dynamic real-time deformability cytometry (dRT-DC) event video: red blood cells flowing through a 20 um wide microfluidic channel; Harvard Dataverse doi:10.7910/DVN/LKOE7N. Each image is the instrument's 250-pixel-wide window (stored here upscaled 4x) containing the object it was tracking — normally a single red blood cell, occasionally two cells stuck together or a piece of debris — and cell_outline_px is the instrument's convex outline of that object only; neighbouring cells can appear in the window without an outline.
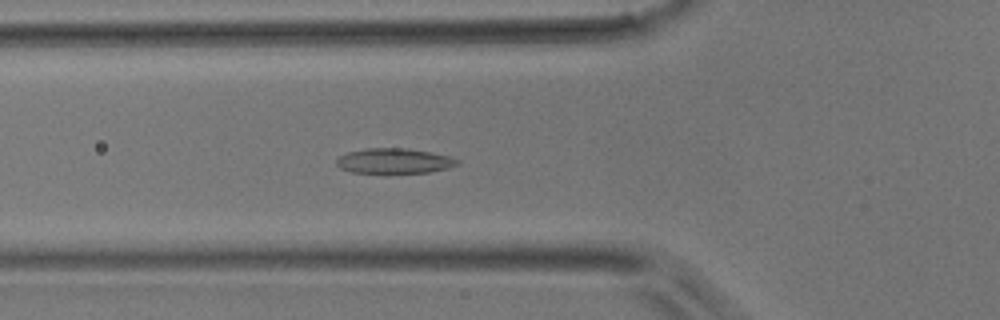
{"species": "common noctule bat (a hibernating species)", "species_latin": "Nyctalus noctula", "temperature_condition": "room temperature", "stored_images_in_passage": 48, "camera_frame_rate_fps": 3000, "um_per_image_px": 0.085, "animal": {"sex": "male", "body_mass_g": 17.9}, "frame": {"image": 1, "passage_image": 16, "time_ms": 5.0, "image_size_px": [1000, 320], "cell_outline_px": [[460, 164], [448, 168], [428, 172], [388, 176], [352, 172], [340, 168], [336, 164], [336, 160], [340, 156], [348, 152], [364, 148], [408, 148], [432, 152], [448, 156], [460, 160]], "centroid_in_image_um": [33.5, 13.72], "position_along_channel_um": 92.3, "area_um2": 18.67}}
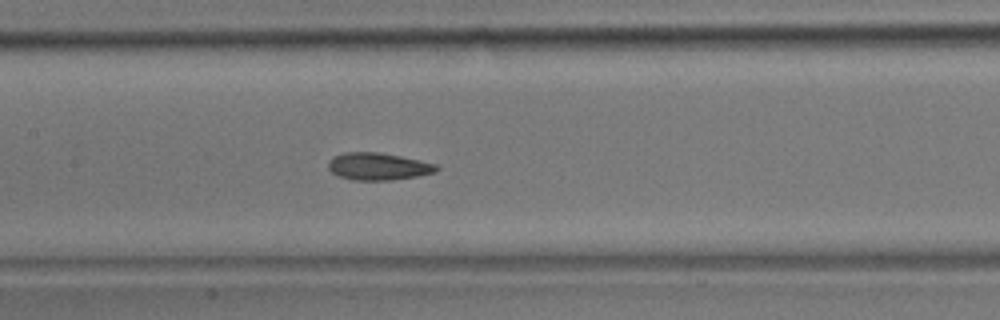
{"frame": {"image": 2, "passage_image": 22, "time_ms": 7.0, "image_size_px": [1000, 320], "cell_outline_px": [[440, 168], [436, 172], [416, 176], [392, 180], [352, 180], [340, 176], [332, 172], [328, 168], [328, 160], [332, 156], [344, 152], [376, 152], [400, 156], [436, 164]], "centroid_in_image_um": [32.12, 14.14], "position_along_channel_um": 175.3, "area_um2": 17.17}}
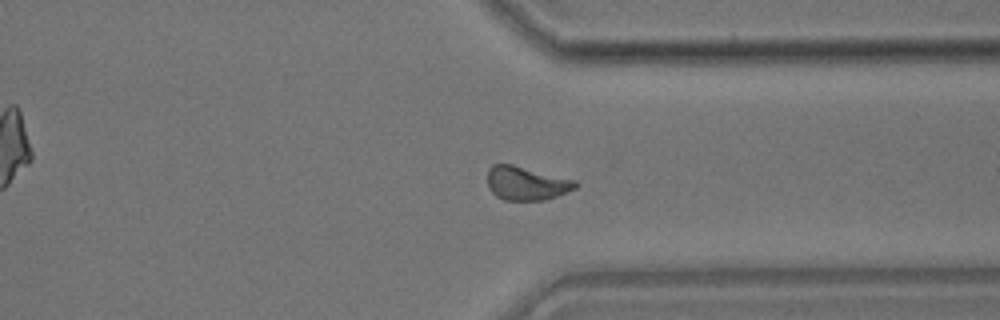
{"frame": {"image": 3, "passage_image": 36, "time_ms": 11.667, "image_size_px": [1000, 320], "cell_outline_px": [[580, 184], [576, 188], [556, 196], [544, 200], [504, 200], [496, 196], [488, 188], [488, 168], [492, 164], [512, 164], [576, 180]], "centroid_in_image_um": [44.74, 15.57], "position_along_channel_um": 366.7, "area_um2": 17.34}}